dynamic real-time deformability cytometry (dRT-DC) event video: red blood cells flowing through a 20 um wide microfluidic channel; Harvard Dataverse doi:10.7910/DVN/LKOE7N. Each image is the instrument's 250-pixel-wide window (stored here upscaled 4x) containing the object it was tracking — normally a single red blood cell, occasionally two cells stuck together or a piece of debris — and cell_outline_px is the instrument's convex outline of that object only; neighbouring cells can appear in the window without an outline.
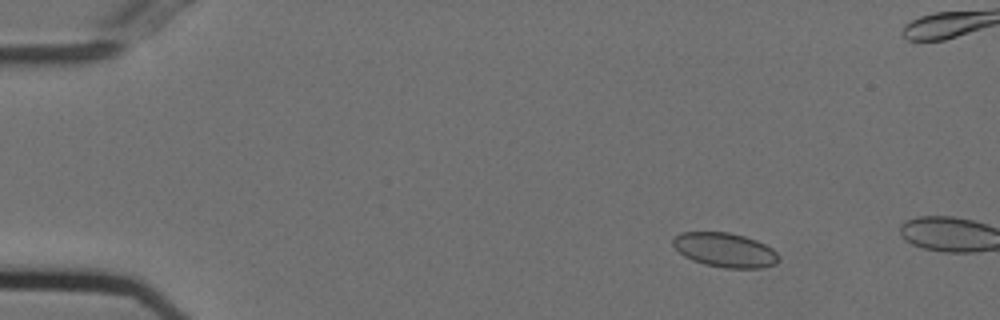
{"species": "Egyptian fruit bat (a non-hibernating species)", "species_latin": "Rousettus aegyptiacus", "temperature_condition": "cold", "stored_images_in_passage": 13, "camera_frame_rate_fps": 3000, "um_per_image_px": 0.085, "animal": {"sex": "female"}, "frame": {"image": 1, "passage_image": 8, "time_ms": 2.333, "image_size_px": [1000, 320], "cell_outline_px": [[780, 260], [776, 264], [760, 268], [724, 268], [704, 264], [692, 260], [684, 256], [672, 244], [672, 240], [676, 236], [684, 232], [728, 232], [744, 236], [756, 240], [772, 248], [780, 256]], "centroid_in_image_um": [61.65, 21.26], "position_along_channel_um": 23.4, "area_um2": 21.15}}